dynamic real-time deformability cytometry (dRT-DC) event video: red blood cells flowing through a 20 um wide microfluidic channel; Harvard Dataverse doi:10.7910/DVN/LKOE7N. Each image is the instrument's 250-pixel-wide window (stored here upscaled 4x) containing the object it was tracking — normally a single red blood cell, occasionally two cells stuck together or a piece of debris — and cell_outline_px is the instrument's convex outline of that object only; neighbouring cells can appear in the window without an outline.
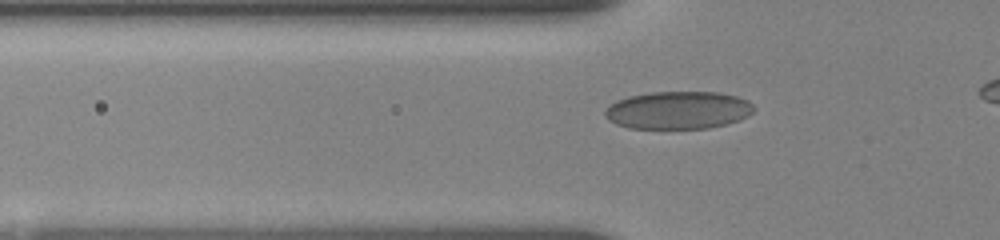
{"species": "human", "species_latin": "Homo sapiens", "temperature_condition": "room temperature", "stored_images_in_passage": 42, "camera_frame_rate_fps": 3000, "um_per_image_px": 0.085, "donor": {"sex": "female"}, "frame": {"image": 1, "passage_image": 12, "time_ms": 3.667, "image_size_px": [1000, 240], "cell_outline_px": [[756, 108], [748, 116], [740, 120], [728, 124], [708, 128], [628, 128], [616, 124], [608, 120], [604, 116], [604, 112], [608, 104], [616, 100], [628, 96], [648, 92], [716, 92], [736, 96], [748, 100]], "centroid_in_image_um": [57.62, 9.36], "position_along_channel_um": 68.2, "area_um2": 33.06}}
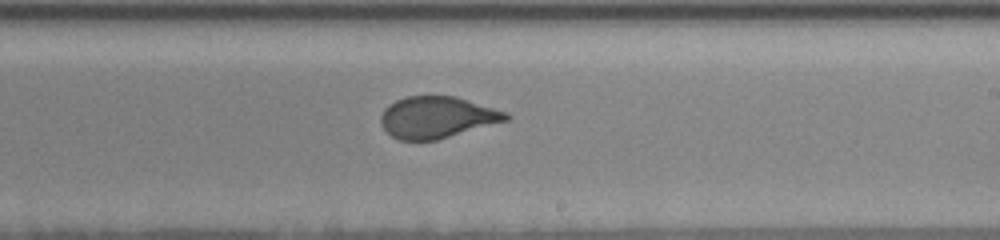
{"frame": {"image": 2, "passage_image": 27, "time_ms": 8.667, "image_size_px": [1000, 240], "cell_outline_px": [[512, 116], [508, 120], [436, 140], [400, 140], [392, 136], [380, 124], [380, 116], [384, 108], [388, 104], [396, 100], [408, 96], [456, 96], [508, 112]], "centroid_in_image_um": [37.15, 9.96], "position_along_channel_um": 251.9, "area_um2": 30.35}}
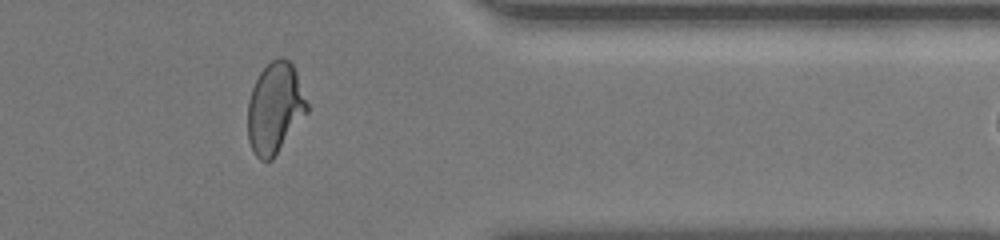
{"frame": {"image": 3, "passage_image": 39, "time_ms": 12.667, "image_size_px": [1000, 240], "cell_outline_px": [[308, 112], [272, 160], [260, 160], [256, 156], [248, 140], [248, 100], [252, 88], [260, 72], [276, 56], [280, 56], [288, 60], [292, 64], [296, 72], [308, 104]], "centroid_in_image_um": [23.37, 9.18], "position_along_channel_um": 388.0, "area_um2": 31.27}}